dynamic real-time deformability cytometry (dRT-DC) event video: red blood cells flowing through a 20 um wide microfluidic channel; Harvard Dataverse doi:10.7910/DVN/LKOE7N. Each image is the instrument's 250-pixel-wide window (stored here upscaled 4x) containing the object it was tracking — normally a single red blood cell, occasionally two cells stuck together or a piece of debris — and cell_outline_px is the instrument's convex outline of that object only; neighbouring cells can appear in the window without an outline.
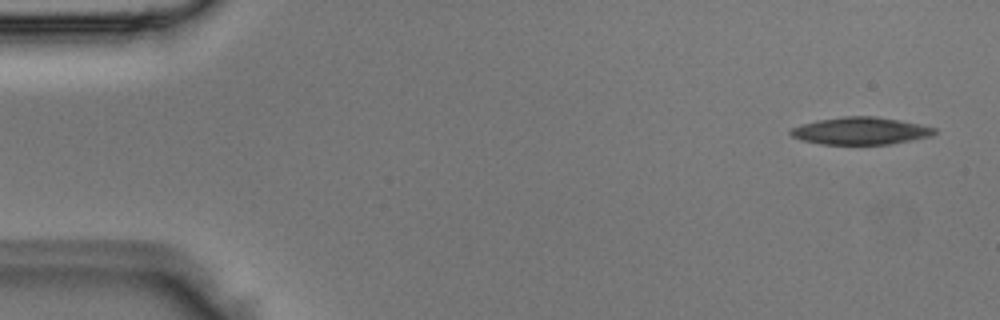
{"species": "Egyptian fruit bat (a non-hibernating species)", "species_latin": "Rousettus aegyptiacus", "temperature_condition": "room temperature", "stored_images_in_passage": 3, "camera_frame_rate_fps": 3000, "um_per_image_px": 0.085, "animal": {"sex": "male"}, "frame": {"image": 1, "passage_image": 3, "time_ms": 0.667, "image_size_px": [1000, 320], "cell_outline_px": [[936, 132], [932, 136], [888, 144], [820, 144], [804, 140], [792, 136], [788, 132], [792, 128], [800, 124], [816, 120], [844, 116], [876, 116], [900, 120], [920, 124], [936, 128]], "centroid_in_image_um": [73.14, 11.11], "position_along_channel_um": 11.9, "area_um2": 22.89}}